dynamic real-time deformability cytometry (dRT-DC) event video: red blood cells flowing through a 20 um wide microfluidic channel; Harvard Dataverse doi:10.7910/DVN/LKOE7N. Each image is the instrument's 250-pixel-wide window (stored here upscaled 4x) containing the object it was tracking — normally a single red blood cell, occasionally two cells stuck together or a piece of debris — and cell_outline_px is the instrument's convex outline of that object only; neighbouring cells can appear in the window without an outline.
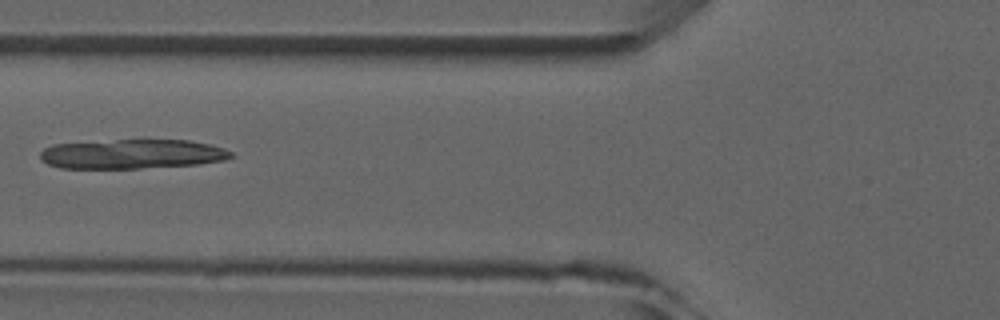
{"species": "common noctule bat (a hibernating species)", "species_latin": "Nyctalus noctula", "temperature_condition": "room temperature", "stored_images_in_passage": 6, "camera_frame_rate_fps": 3000, "um_per_image_px": 0.085, "animal": {"sex": "male", "forearm_length_mm": 52.5}, "frame": {"image": 1, "passage_image": 5, "time_ms": 5.333, "image_size_px": [1000, 320], "cell_outline_px": [[232, 156], [224, 160], [200, 164], [140, 168], [60, 168], [48, 164], [40, 160], [40, 152], [44, 148], [52, 144], [116, 140], [188, 140], [208, 144], [224, 148], [232, 152]], "centroid_in_image_um": [11.2, 13.09], "position_along_channel_um": 114.6, "area_um2": 32.71}}
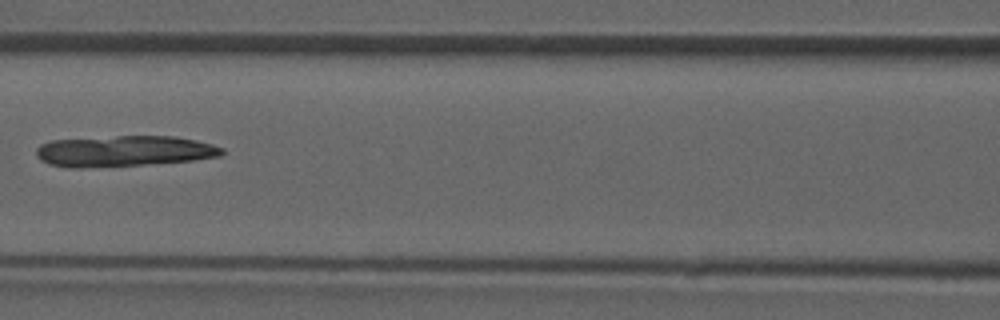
{"frame": {"image": 2, "passage_image": 6, "time_ms": 6.333, "image_size_px": [1000, 320], "cell_outline_px": [[224, 152], [220, 156], [192, 160], [144, 164], [80, 168], [72, 168], [48, 164], [40, 160], [36, 156], [36, 148], [40, 144], [52, 140], [116, 136], [176, 136], [196, 140], [212, 144], [224, 148]], "centroid_in_image_um": [10.51, 12.84], "position_along_channel_um": 156.1, "area_um2": 33.47}}